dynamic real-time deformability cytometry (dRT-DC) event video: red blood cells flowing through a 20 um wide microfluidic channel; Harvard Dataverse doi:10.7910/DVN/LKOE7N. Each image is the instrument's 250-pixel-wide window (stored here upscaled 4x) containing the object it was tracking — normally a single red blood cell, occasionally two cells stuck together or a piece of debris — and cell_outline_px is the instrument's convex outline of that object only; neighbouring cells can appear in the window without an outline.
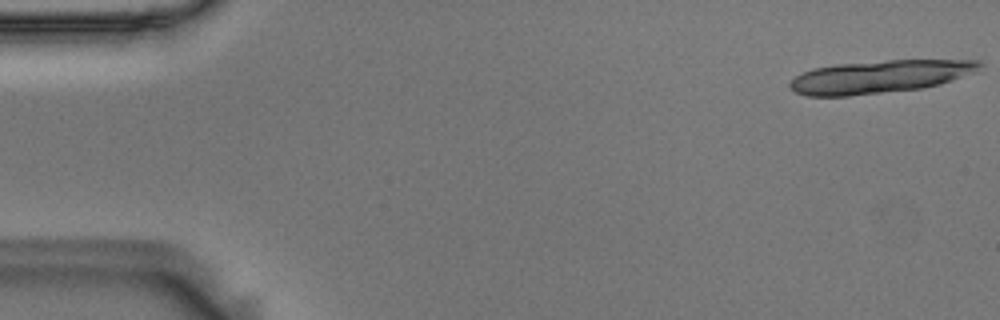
{"species": "Egyptian fruit bat (a non-hibernating species)", "species_latin": "Rousettus aegyptiacus", "temperature_condition": "room temperature", "stored_images_in_passage": 18, "camera_frame_rate_fps": 3000, "um_per_image_px": 0.085, "animal": {"sex": "male"}, "frame": {"image": 1, "passage_image": 1, "time_ms": 0.0, "image_size_px": [1000, 320], "cell_outline_px": [[984, 64], [980, 72], [940, 84], [924, 88], [848, 96], [808, 96], [796, 92], [788, 84], [796, 76], [812, 68], [836, 64], [888, 60], [980, 60]], "centroid_in_image_um": [74.87, 6.51], "position_along_channel_um": 10.1, "area_um2": 36.59}}